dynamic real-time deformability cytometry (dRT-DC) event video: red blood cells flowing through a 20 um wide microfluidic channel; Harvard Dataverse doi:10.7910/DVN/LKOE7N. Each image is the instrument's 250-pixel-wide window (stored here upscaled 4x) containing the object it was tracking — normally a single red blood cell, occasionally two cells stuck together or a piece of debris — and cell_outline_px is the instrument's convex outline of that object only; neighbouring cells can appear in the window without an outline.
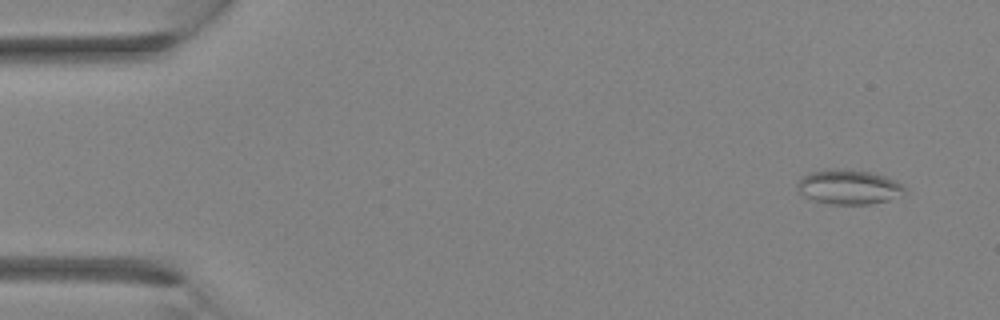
{"species": "Egyptian fruit bat (a non-hibernating species)", "species_latin": "Rousettus aegyptiacus", "temperature_condition": "room temperature", "stored_images_in_passage": 3, "camera_frame_rate_fps": 3000, "um_per_image_px": 0.085, "animal": {"sex": "female"}, "frame": {"image": 1, "passage_image": 1, "time_ms": 0.0, "image_size_px": [1000, 320], "cell_outline_px": [[904, 196], [872, 204], [828, 204], [812, 200], [804, 196], [800, 192], [796, 184], [804, 176], [812, 172], [828, 168], [852, 168], [872, 172], [896, 180], [904, 188]], "centroid_in_image_um": [72.16, 15.88], "position_along_channel_um": 12.8, "area_um2": 21.96}}